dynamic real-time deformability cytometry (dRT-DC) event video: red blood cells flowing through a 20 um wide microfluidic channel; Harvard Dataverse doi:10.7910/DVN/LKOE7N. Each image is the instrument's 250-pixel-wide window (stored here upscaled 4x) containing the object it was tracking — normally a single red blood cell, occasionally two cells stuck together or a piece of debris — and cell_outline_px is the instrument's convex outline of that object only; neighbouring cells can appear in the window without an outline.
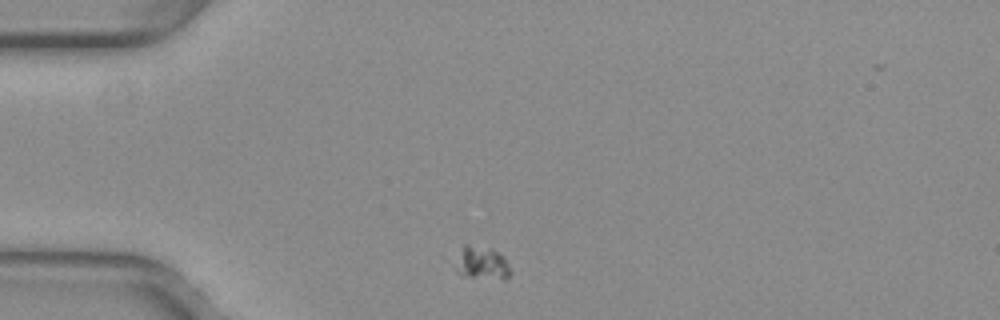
{"species": "common noctule bat (a hibernating species)", "species_latin": "Nyctalus noctula", "temperature_condition": "warm", "stored_images_in_passage": 42, "camera_frame_rate_fps": 3000, "um_per_image_px": 0.085, "animal": {"sex": "female", "body_mass_g": 29.2, "forearm_length_mm": 56.3}, "frame": {"image": 1, "passage_image": 1, "time_ms": 0.0, "image_size_px": [1000, 320], "cell_outline_px": [[512, 272], [504, 280], [464, 276], [456, 272], [456, 268], [464, 244], [468, 244], [492, 248], [500, 252], [508, 264]], "centroid_in_image_um": [41.02, 22.37], "position_along_channel_um": 44.0, "area_um2": 10.52}}
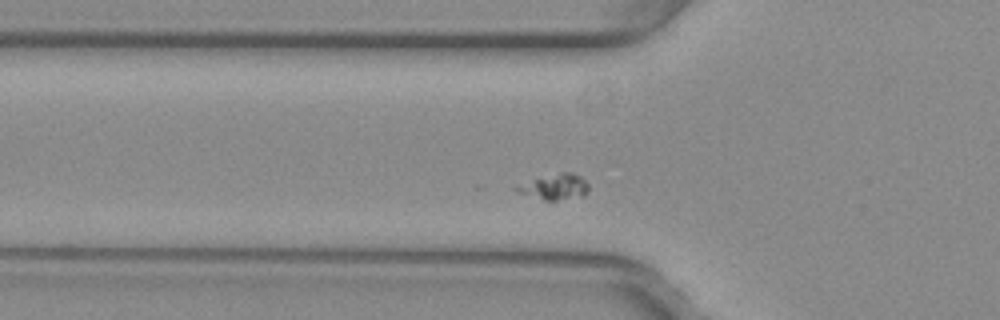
{"frame": {"image": 2, "passage_image": 6, "time_ms": 1.667, "image_size_px": [1000, 320], "cell_outline_px": [[588, 192], [584, 196], [556, 200], [544, 200], [520, 192], [512, 188], [560, 172], [572, 172], [580, 176], [588, 184]], "centroid_in_image_um": [47.26, 15.89], "position_along_channel_um": 78.5, "area_um2": 10.17}}
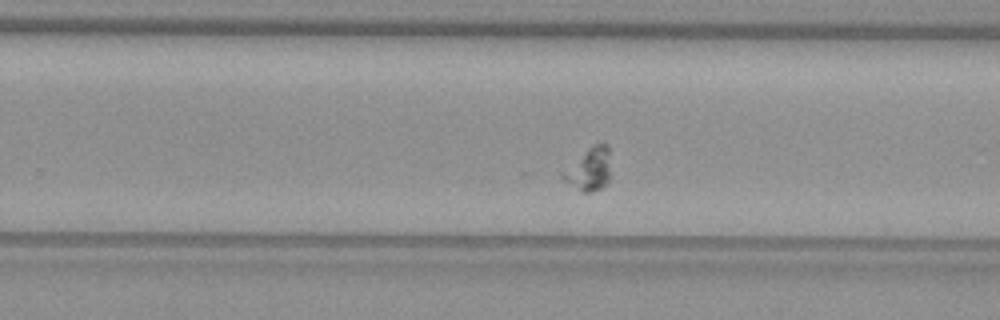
{"frame": {"image": 3, "passage_image": 22, "time_ms": 7.0, "image_size_px": [1000, 320], "cell_outline_px": [[608, 180], [600, 188], [592, 192], [580, 192], [564, 180], [560, 176], [592, 144], [600, 140], [604, 140], [608, 144]], "centroid_in_image_um": [50.1, 14.35], "position_along_channel_um": 279.7, "area_um2": 11.56}}